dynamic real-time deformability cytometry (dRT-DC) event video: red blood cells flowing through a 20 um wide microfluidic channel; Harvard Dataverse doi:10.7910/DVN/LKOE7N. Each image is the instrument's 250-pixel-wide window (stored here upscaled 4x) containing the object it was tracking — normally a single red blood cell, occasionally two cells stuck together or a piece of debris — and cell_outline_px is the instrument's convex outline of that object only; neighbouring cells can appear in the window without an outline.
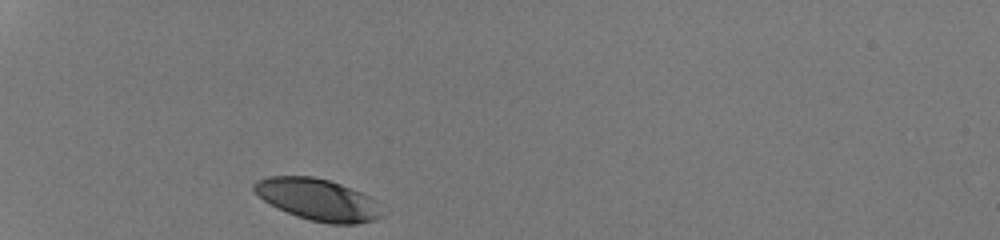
{"species": "human", "species_latin": "Homo sapiens", "temperature_condition": "room temperature", "stored_images_in_passage": 28, "camera_frame_rate_fps": 3000, "um_per_image_px": 0.085, "donor": {"sex": "male"}, "frame": {"image": 1, "passage_image": 1, "time_ms": 0.0, "image_size_px": [1000, 240], "cell_outline_px": [[384, 216], [376, 220], [356, 224], [328, 224], [308, 220], [296, 216], [264, 200], [252, 188], [252, 184], [256, 180], [268, 176], [312, 176], [328, 180], [340, 184], [360, 192], [376, 200]], "centroid_in_image_um": [27.04, 16.97], "position_along_channel_um": 58.0, "area_um2": 31.04}}
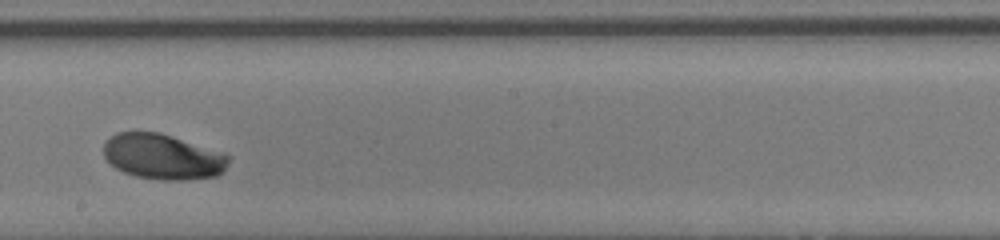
{"frame": {"image": 2, "passage_image": 16, "time_ms": 5.0, "image_size_px": [1000, 240], "cell_outline_px": [[232, 156], [228, 164], [216, 176], [184, 180], [164, 180], [136, 176], [124, 172], [116, 168], [104, 156], [104, 144], [116, 132], [160, 132]], "centroid_in_image_um": [13.84, 13.32], "position_along_channel_um": 234.4, "area_um2": 32.66}}
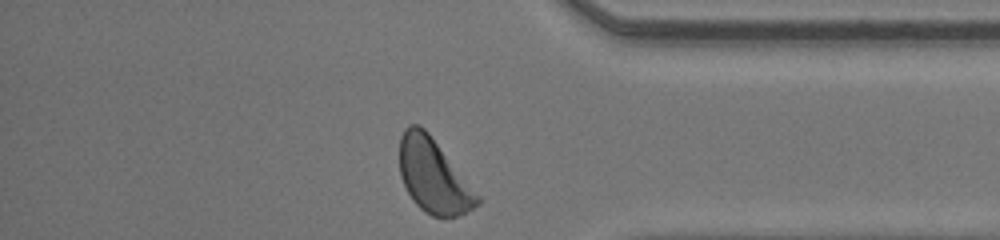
{"frame": {"image": 3, "passage_image": 28, "time_ms": 9.0, "image_size_px": [1000, 240], "cell_outline_px": [[480, 204], [456, 216], [432, 216], [424, 212], [412, 200], [400, 176], [400, 136], [404, 128], [408, 124], [420, 124], [428, 132], [480, 196]], "centroid_in_image_um": [36.82, 14.94], "position_along_channel_um": 398.4, "area_um2": 33.18}, "authors_computed_cell_mechanics": {"area_um2": 32.5992, "velocity_mm_per_s": 4.2622, "shape_relaxation_time_tau1_ms": 1.9214, "shape_relaxation_time_tau2_ms": null, "deformation_change_tau1": 0.1255, "deformation_change_tau2": null}}